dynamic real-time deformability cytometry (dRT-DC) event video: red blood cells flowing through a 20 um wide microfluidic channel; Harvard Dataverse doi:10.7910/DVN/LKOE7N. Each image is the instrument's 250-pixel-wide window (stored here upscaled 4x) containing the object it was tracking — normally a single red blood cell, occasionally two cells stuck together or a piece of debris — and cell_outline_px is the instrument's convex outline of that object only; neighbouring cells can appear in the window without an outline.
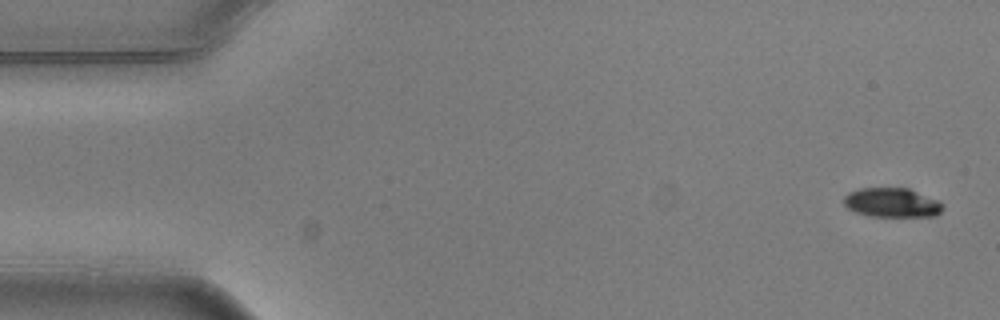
{"species": "common noctule bat (a hibernating species)", "species_latin": "Nyctalus noctula", "temperature_condition": "warm", "stored_images_in_passage": 4, "camera_frame_rate_fps": 3000, "um_per_image_px": 0.085, "animal": {"sex": "male", "body_mass_g": 20.5, "forearm_length_mm": 52.5}, "frame": {"image": 1, "passage_image": 1, "time_ms": 0.0, "image_size_px": [1000, 320], "cell_outline_px": [[944, 208], [936, 216], [868, 216], [856, 212], [848, 208], [844, 204], [844, 196], [848, 192], [860, 188], [908, 188], [940, 200], [944, 204]], "centroid_in_image_um": [75.84, 17.22], "position_along_channel_um": 9.2, "area_um2": 17.05}}